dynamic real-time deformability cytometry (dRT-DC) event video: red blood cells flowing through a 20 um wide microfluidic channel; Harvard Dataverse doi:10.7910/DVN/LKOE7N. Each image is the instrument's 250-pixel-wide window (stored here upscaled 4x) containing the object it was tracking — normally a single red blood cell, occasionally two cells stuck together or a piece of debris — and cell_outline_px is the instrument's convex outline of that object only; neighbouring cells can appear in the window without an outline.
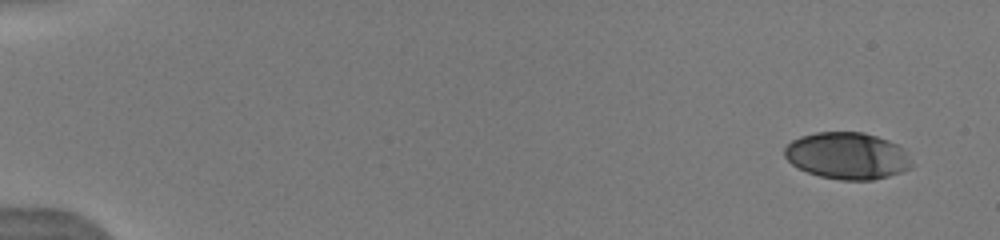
{"species": "human", "species_latin": "Homo sapiens", "temperature_condition": "warm", "stored_images_in_passage": 13, "camera_frame_rate_fps": 3000, "um_per_image_px": 0.085, "donor": {"sex": "male"}, "frame": {"image": 1, "passage_image": 1, "time_ms": 0.0, "image_size_px": [1000, 240], "cell_outline_px": [[912, 168], [888, 176], [872, 180], [840, 180], [820, 176], [808, 172], [792, 164], [784, 156], [784, 148], [792, 140], [800, 136], [816, 132], [864, 132], [888, 140], [896, 144], [900, 148], [912, 164]], "centroid_in_image_um": [71.98, 13.24], "position_along_channel_um": 13.0, "area_um2": 34.39}}
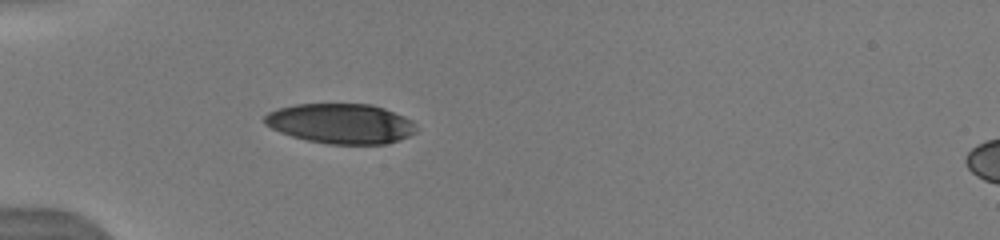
{"frame": {"image": 2, "passage_image": 10, "time_ms": 4.667, "image_size_px": [1000, 240], "cell_outline_px": [[416, 132], [400, 140], [384, 144], [328, 144], [308, 140], [292, 136], [280, 132], [264, 124], [264, 116], [268, 112], [280, 108], [296, 104], [372, 104], [384, 108], [404, 116], [412, 120], [416, 124]], "centroid_in_image_um": [28.99, 10.5], "position_along_channel_um": 56.0, "area_um2": 35.37}}